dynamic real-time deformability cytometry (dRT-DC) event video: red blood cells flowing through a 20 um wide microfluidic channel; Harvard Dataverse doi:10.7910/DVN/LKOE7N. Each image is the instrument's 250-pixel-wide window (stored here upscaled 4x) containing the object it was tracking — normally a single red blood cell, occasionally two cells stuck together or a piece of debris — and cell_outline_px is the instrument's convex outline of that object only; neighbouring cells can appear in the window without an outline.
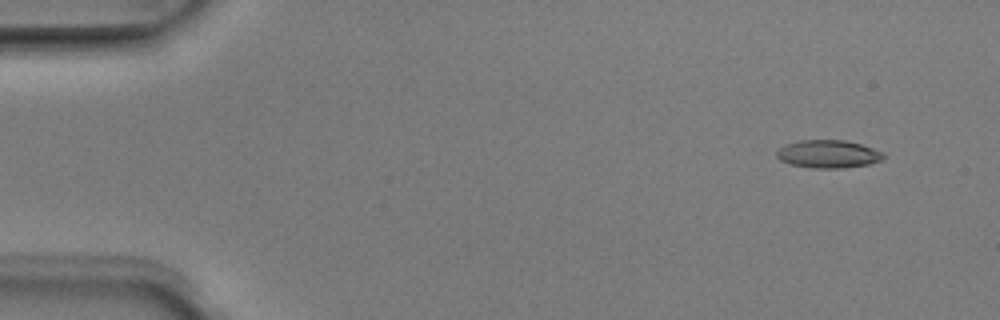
{"species": "Egyptian fruit bat (a non-hibernating species)", "species_latin": "Rousettus aegyptiacus", "temperature_condition": "room temperature", "stored_images_in_passage": 3, "camera_frame_rate_fps": 3000, "um_per_image_px": 0.085, "animal": {"sex": "male"}, "frame": {"image": 1, "passage_image": 1, "time_ms": 0.0, "image_size_px": [1000, 320], "cell_outline_px": [[888, 156], [880, 160], [868, 164], [844, 168], [812, 168], [792, 164], [780, 160], [776, 156], [776, 152], [784, 144], [800, 140], [844, 140], [860, 144], [884, 152]], "centroid_in_image_um": [70.41, 13.09], "position_along_channel_um": 14.6, "area_um2": 17.4}}